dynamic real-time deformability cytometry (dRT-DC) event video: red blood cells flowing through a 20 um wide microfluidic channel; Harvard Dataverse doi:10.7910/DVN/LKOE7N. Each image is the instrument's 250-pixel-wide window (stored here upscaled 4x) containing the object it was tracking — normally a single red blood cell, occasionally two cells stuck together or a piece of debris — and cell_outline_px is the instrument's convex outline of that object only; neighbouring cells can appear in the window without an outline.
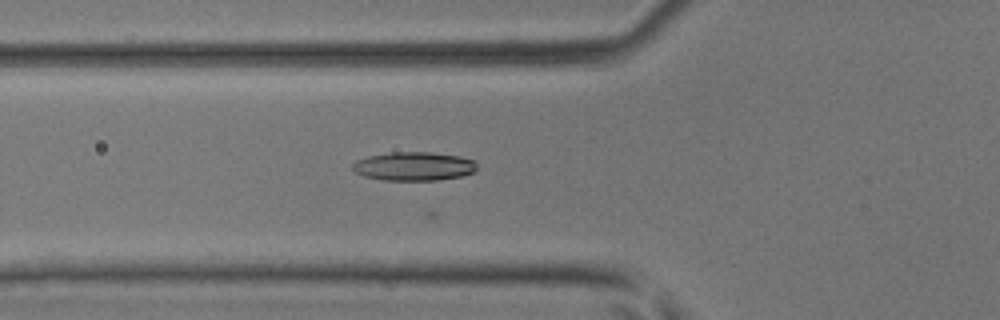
{"species": "common noctule bat (a hibernating species)", "species_latin": "Nyctalus noctula", "temperature_condition": "room temperature", "stored_images_in_passage": 39, "camera_frame_rate_fps": 3000, "um_per_image_px": 0.085, "animal": {"sex": "male", "body_mass_g": 17.9, "forearm_length_mm": 54.2}, "frame": {"image": 1, "passage_image": 18, "time_ms": 5.667, "image_size_px": [1000, 320], "cell_outline_px": [[476, 172], [464, 176], [436, 180], [384, 180], [364, 176], [356, 172], [352, 168], [352, 164], [356, 160], [368, 156], [392, 152], [432, 152], [460, 156], [476, 160]], "centroid_in_image_um": [35.22, 14.13], "position_along_channel_um": 90.6, "area_um2": 20.98}}
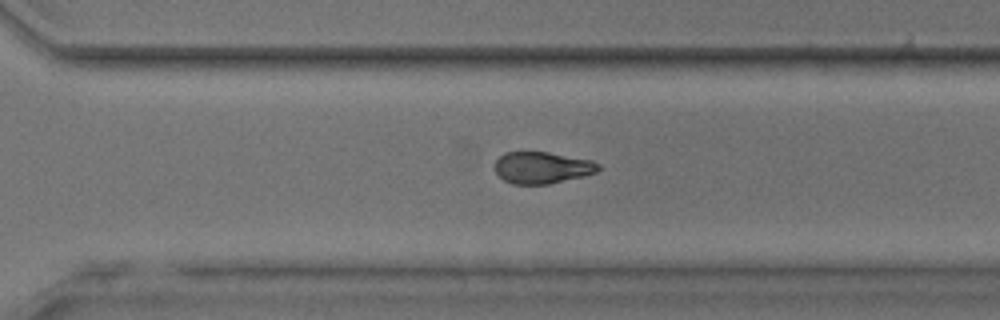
{"frame": {"image": 2, "passage_image": 34, "time_ms": 11.0, "image_size_px": [1000, 320], "cell_outline_px": [[600, 168], [596, 172], [584, 176], [548, 184], [512, 184], [504, 180], [496, 172], [496, 160], [504, 152], [548, 152], [592, 160], [600, 164]], "centroid_in_image_um": [46.1, 14.25], "position_along_channel_um": 324.5, "area_um2": 19.07}}
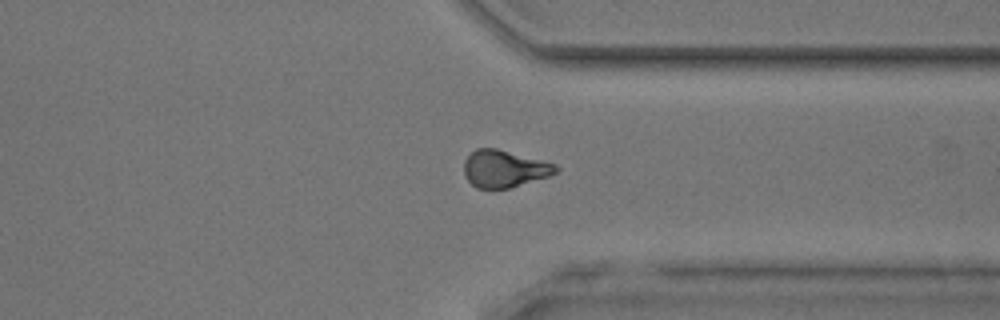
{"frame": {"image": 3, "passage_image": 37, "time_ms": 12.0, "image_size_px": [1000, 320], "cell_outline_px": [[560, 172], [548, 176], [508, 188], [476, 188], [464, 176], [464, 160], [476, 148], [496, 148], [556, 164], [560, 168]], "centroid_in_image_um": [42.87, 14.34], "position_along_channel_um": 368.5, "area_um2": 19.77}}